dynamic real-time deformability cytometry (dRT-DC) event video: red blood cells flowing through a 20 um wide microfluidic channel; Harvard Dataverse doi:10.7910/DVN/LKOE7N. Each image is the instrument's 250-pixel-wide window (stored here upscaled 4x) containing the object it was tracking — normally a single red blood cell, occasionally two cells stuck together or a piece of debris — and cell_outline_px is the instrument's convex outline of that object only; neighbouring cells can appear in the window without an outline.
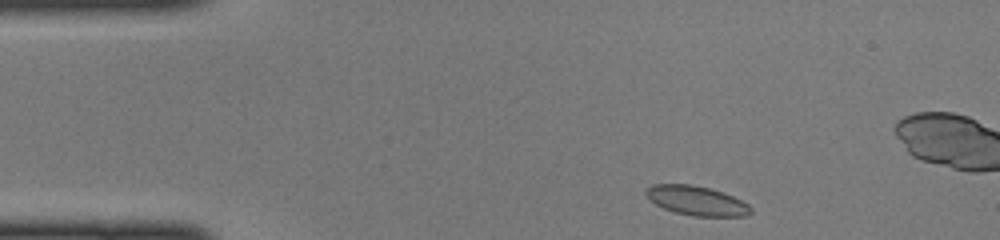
{"species": "common noctule bat (a hibernating species)", "species_latin": "Nyctalus noctula", "temperature_condition": "cold", "stored_images_in_passage": 43, "camera_frame_rate_fps": 3000, "um_per_image_px": 0.085, "animal": {"sex": "female", "body_mass_g": 22.0, "forearm_length_mm": 56.7}, "frame": {"image": 1, "passage_image": 2, "time_ms": 0.333, "image_size_px": [1000, 240], "cell_outline_px": [[752, 212], [748, 216], [692, 216], [676, 212], [664, 208], [648, 200], [644, 192], [644, 188], [652, 184], [692, 184], [708, 188], [732, 196], [748, 204], [752, 208]], "centroid_in_image_um": [59.16, 17.05], "position_along_channel_um": 25.8, "area_um2": 17.98}}
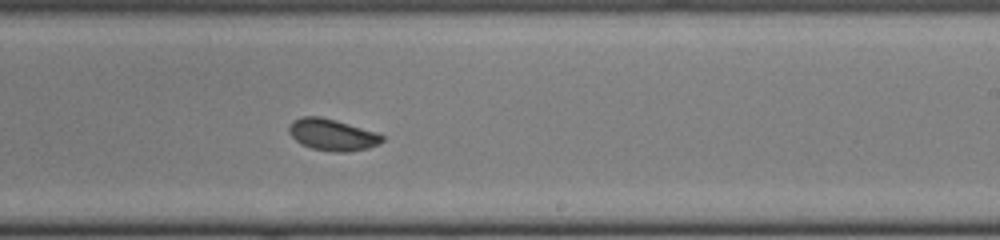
{"frame": {"image": 2, "passage_image": 23, "time_ms": 7.333, "image_size_px": [1000, 240], "cell_outline_px": [[384, 140], [380, 144], [368, 148], [348, 152], [332, 152], [312, 148], [300, 144], [288, 132], [288, 124], [292, 120], [304, 116], [320, 116], [336, 120], [376, 132], [384, 136]], "centroid_in_image_um": [28.23, 11.45], "position_along_channel_um": 260.8, "area_um2": 17.34}}
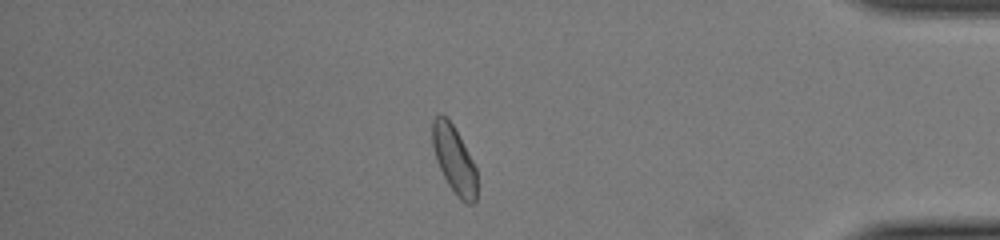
{"frame": {"image": 3, "passage_image": 35, "time_ms": 11.333, "image_size_px": [1000, 240], "cell_outline_px": [[476, 200], [472, 204], [468, 204], [460, 200], [456, 196], [448, 184], [436, 160], [432, 144], [432, 120], [440, 112], [452, 124], [472, 160], [476, 168]], "centroid_in_image_um": [38.58, 13.58], "position_along_channel_um": 396.6, "area_um2": 17.22}}